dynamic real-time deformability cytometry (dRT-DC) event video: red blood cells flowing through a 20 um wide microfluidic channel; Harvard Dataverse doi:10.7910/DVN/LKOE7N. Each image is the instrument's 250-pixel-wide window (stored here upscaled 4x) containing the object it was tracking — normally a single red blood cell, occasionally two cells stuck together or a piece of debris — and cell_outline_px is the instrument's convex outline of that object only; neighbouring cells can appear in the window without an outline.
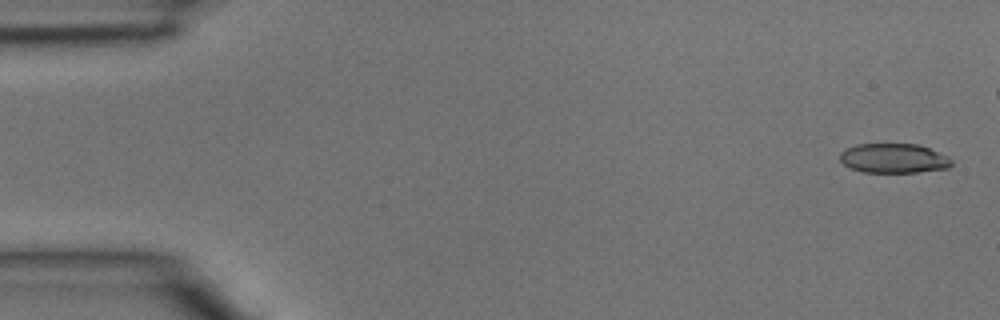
{"species": "common noctule bat (a hibernating species)", "species_latin": "Nyctalus noctula", "temperature_condition": "room temperature", "stored_images_in_passage": 5, "camera_frame_rate_fps": 3000, "um_per_image_px": 0.085, "animal": {"sex": "male", "body_mass_g": 15.6}, "frame": {"image": 1, "passage_image": 1, "time_ms": 0.0, "image_size_px": [1000, 320], "cell_outline_px": [[952, 164], [948, 168], [916, 172], [864, 172], [852, 168], [844, 164], [840, 160], [840, 152], [856, 144], [916, 144], [928, 148], [948, 156], [952, 160]], "centroid_in_image_um": [75.97, 13.45], "position_along_channel_um": 9.0, "area_um2": 19.02}}
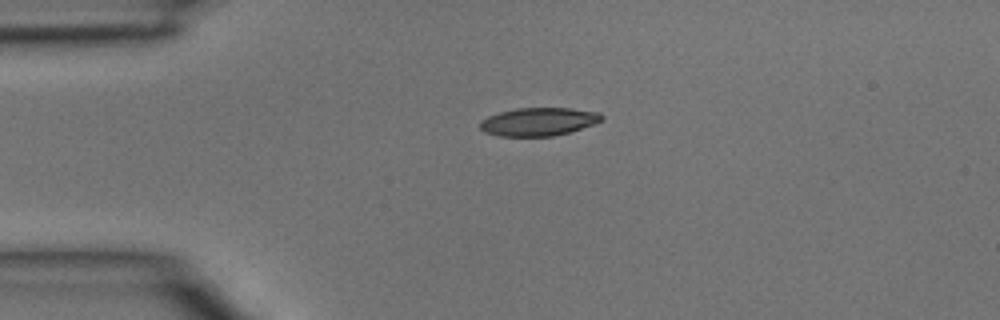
{"frame": {"image": 2, "passage_image": 5, "time_ms": 1.333, "image_size_px": [1000, 320], "cell_outline_px": [[604, 120], [568, 132], [552, 136], [500, 136], [484, 132], [480, 128], [480, 120], [488, 116], [500, 112], [516, 108], [568, 108], [600, 112], [604, 116]], "centroid_in_image_um": [45.77, 10.34], "position_along_channel_um": 39.2, "area_um2": 19.88}}